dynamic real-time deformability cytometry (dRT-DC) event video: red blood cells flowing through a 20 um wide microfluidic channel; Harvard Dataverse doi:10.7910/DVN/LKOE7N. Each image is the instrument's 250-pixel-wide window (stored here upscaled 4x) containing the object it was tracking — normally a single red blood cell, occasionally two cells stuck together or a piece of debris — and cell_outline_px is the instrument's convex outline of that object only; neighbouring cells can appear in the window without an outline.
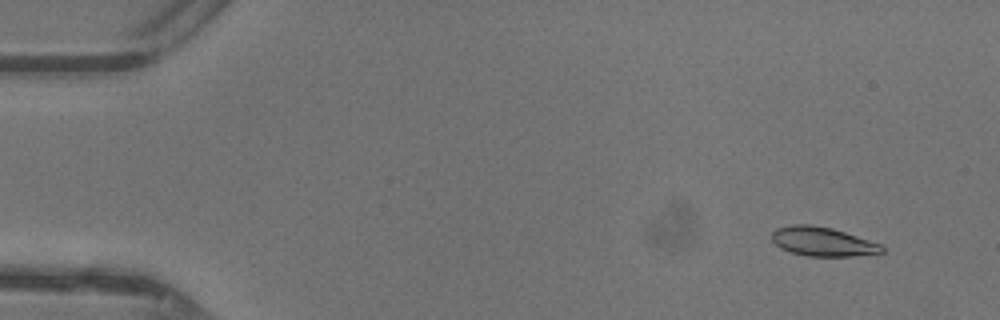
{"species": "common noctule bat (a hibernating species)", "species_latin": "Nyctalus noctula", "temperature_condition": "warm", "stored_images_in_passage": 47, "camera_frame_rate_fps": 3000, "um_per_image_px": 0.085, "animal": {"sex": "female"}, "frame": {"image": 1, "passage_image": 4, "time_ms": 1.0, "image_size_px": [1000, 320], "cell_outline_px": [[884, 252], [852, 256], [808, 256], [792, 252], [780, 248], [772, 240], [772, 232], [776, 228], [792, 224], [812, 224], [832, 228], [880, 244], [884, 248]], "centroid_in_image_um": [69.89, 20.53], "position_along_channel_um": 15.1, "area_um2": 18.5}}
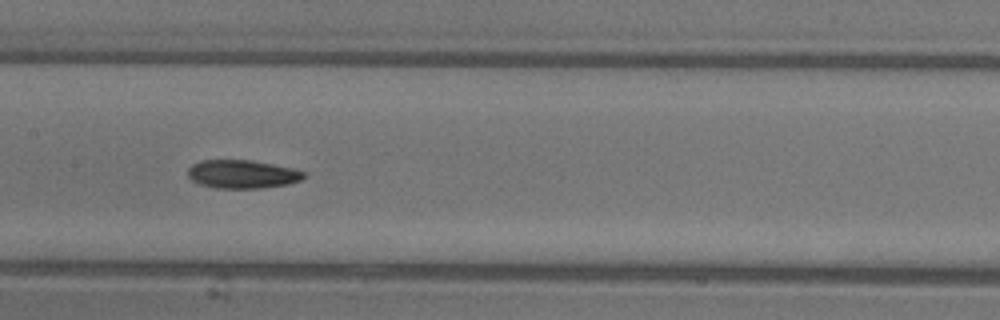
{"frame": {"image": 2, "passage_image": 24, "time_ms": 7.667, "image_size_px": [1000, 320], "cell_outline_px": [[304, 176], [300, 180], [288, 184], [264, 188], [216, 188], [200, 184], [192, 180], [188, 176], [188, 168], [192, 164], [200, 160], [252, 160], [292, 168], [304, 172]], "centroid_in_image_um": [20.56, 14.8], "position_along_channel_um": 186.8, "area_um2": 19.13}}
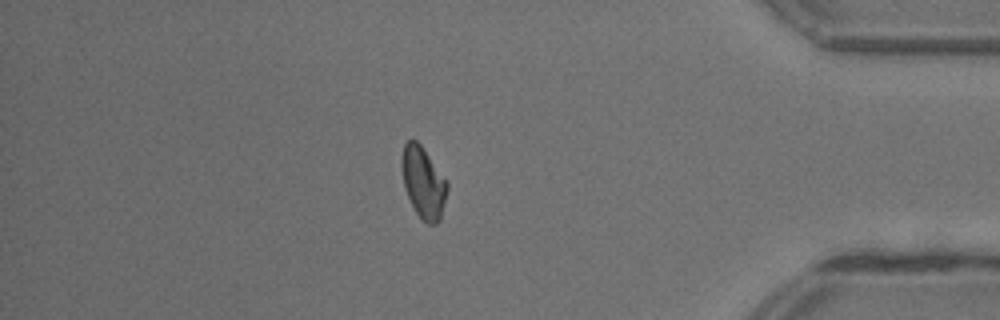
{"frame": {"image": 3, "passage_image": 41, "time_ms": 13.333, "image_size_px": [1000, 320], "cell_outline_px": [[448, 188], [440, 220], [436, 224], [428, 224], [416, 212], [404, 188], [400, 164], [404, 144], [408, 140], [416, 140], [420, 144], [448, 184]], "centroid_in_image_um": [35.96, 15.51], "position_along_channel_um": 399.2, "area_um2": 18.55}, "authors_computed_cell_mechanics": {"area_um2": 18.9006, "velocity_mm_per_s": 4.3909, "shape_relaxation_time_tau1_ms": 5.5057, "shape_relaxation_time_tau2_ms": 3.8166, "deformation_change_tau1": 0.1506, "deformation_change_tau2": 0.0968}}